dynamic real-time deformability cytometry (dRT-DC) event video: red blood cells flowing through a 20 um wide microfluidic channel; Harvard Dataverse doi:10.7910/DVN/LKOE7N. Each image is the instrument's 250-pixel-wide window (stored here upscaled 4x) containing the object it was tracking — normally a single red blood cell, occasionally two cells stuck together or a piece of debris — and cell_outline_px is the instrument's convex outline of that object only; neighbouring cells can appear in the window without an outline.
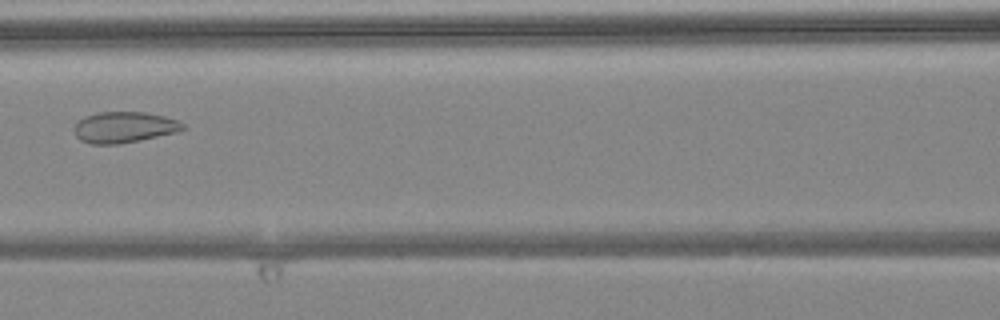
{"species": "common noctule bat (a hibernating species)", "species_latin": "Nyctalus noctula", "temperature_condition": "warm", "stored_images_in_passage": 7, "camera_frame_rate_fps": 3000, "um_per_image_px": 0.085, "animal": {"sex": "female", "body_mass_g": 24.6, "forearm_length_mm": 56.2}, "frame": {"image": 1, "passage_image": 7, "time_ms": 2.0, "image_size_px": [1000, 320], "cell_outline_px": [[184, 128], [176, 132], [140, 140], [120, 144], [88, 144], [80, 140], [76, 136], [72, 128], [84, 116], [100, 112], [144, 112], [164, 116], [176, 120], [184, 124]], "centroid_in_image_um": [10.5, 10.82], "position_along_channel_um": 156.1, "area_um2": 19.59}}